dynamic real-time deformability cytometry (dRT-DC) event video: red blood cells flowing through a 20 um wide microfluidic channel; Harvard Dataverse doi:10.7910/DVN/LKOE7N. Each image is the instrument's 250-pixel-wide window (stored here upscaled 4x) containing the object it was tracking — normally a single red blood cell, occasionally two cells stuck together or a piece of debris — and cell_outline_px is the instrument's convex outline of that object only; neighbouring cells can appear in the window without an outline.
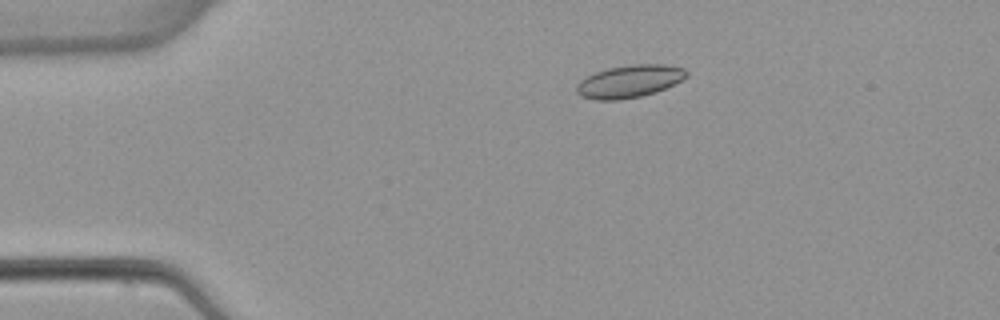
{"species": "common noctule bat (a hibernating species)", "species_latin": "Nyctalus noctula", "temperature_condition": "warm", "stored_images_in_passage": 6, "camera_frame_rate_fps": 3000, "um_per_image_px": 0.085, "animal": {"sex": "female", "body_mass_g": 22.7, "forearm_length_mm": 54.2}, "frame": {"image": 1, "passage_image": 3, "time_ms": 2.667, "image_size_px": [1000, 320], "cell_outline_px": [[688, 76], [656, 92], [640, 96], [620, 100], [596, 100], [580, 96], [576, 92], [576, 84], [580, 80], [596, 72], [608, 68], [632, 64], [664, 64], [684, 68], [688, 72]], "centroid_in_image_um": [53.47, 6.91], "position_along_channel_um": 31.5, "area_um2": 20.81}}
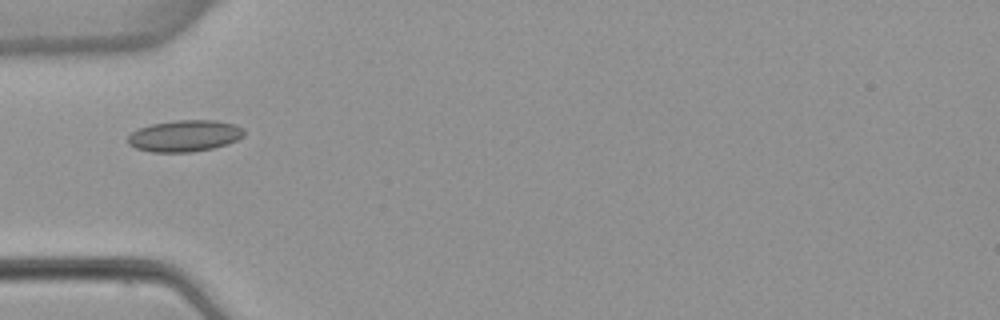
{"frame": {"image": 2, "passage_image": 5, "time_ms": 5.0, "image_size_px": [1000, 320], "cell_outline_px": [[244, 136], [228, 144], [212, 148], [192, 152], [152, 152], [136, 148], [128, 144], [128, 136], [136, 128], [152, 124], [176, 120], [216, 120], [232, 124], [244, 128]], "centroid_in_image_um": [15.69, 11.55], "position_along_channel_um": 69.3, "area_um2": 21.39}}
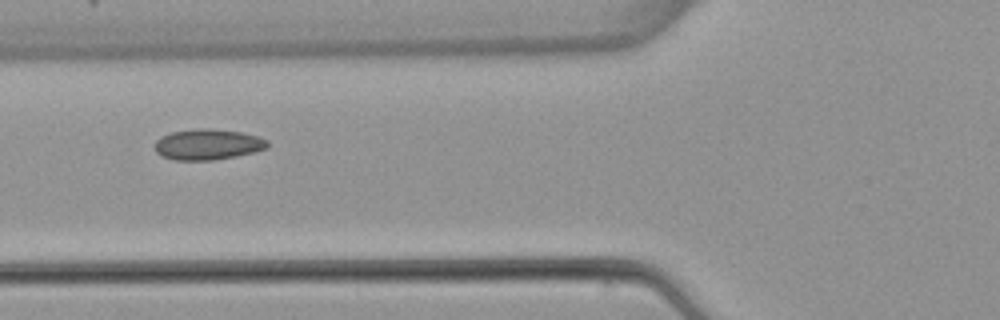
{"frame": {"image": 3, "passage_image": 6, "time_ms": 6.0, "image_size_px": [1000, 320], "cell_outline_px": [[268, 148], [256, 152], [236, 156], [212, 160], [176, 160], [160, 156], [156, 152], [156, 140], [160, 136], [172, 132], [196, 128], [208, 128], [240, 132], [256, 136], [268, 140]], "centroid_in_image_um": [17.66, 12.28], "position_along_channel_um": 108.1, "area_um2": 20.23}}